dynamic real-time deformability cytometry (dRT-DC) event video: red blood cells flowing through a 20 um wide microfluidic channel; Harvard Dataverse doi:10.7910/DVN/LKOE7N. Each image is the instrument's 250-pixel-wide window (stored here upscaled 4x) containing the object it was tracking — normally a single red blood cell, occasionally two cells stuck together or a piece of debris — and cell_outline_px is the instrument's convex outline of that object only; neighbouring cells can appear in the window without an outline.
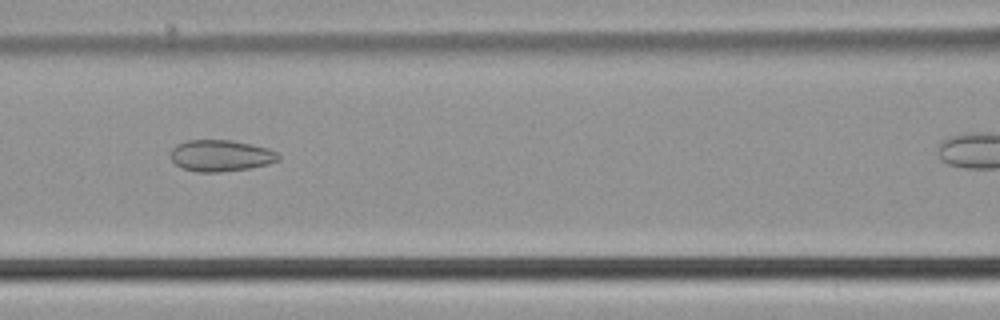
{"species": "common noctule bat (a hibernating species)", "species_latin": "Nyctalus noctula", "temperature_condition": "cold", "stored_images_in_passage": 14, "camera_frame_rate_fps": 3000, "um_per_image_px": 0.085, "animal": {"sex": "male", "body_mass_g": 21.5, "forearm_length_mm": 52.0}, "frame": {"image": 1, "passage_image": 7, "time_ms": 2.0, "image_size_px": [1000, 320], "cell_outline_px": [[280, 160], [268, 164], [248, 168], [220, 172], [196, 172], [180, 168], [168, 156], [168, 152], [176, 144], [188, 140], [232, 140], [268, 148], [276, 152], [280, 156]], "centroid_in_image_um": [18.71, 13.23], "position_along_channel_um": 147.9, "area_um2": 20.0}}
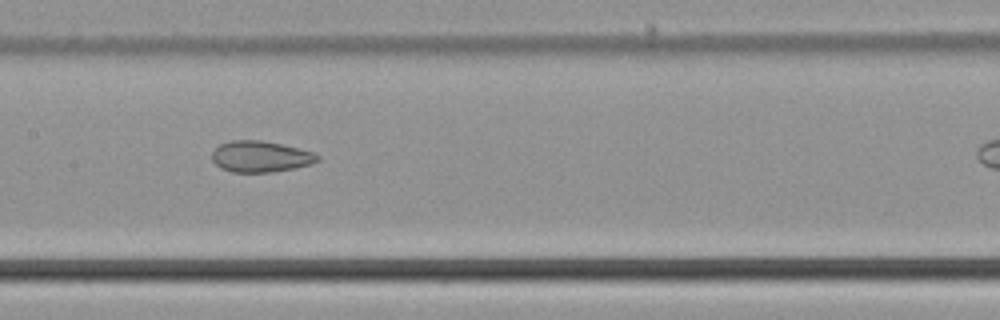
{"frame": {"image": 2, "passage_image": 10, "time_ms": 3.0, "image_size_px": [1000, 320], "cell_outline_px": [[320, 160], [312, 164], [272, 172], [232, 172], [220, 168], [212, 160], [212, 152], [220, 144], [232, 140], [260, 140], [280, 144], [312, 152], [320, 156]], "centroid_in_image_um": [22.12, 13.31], "position_along_channel_um": 185.3, "area_um2": 19.02}}